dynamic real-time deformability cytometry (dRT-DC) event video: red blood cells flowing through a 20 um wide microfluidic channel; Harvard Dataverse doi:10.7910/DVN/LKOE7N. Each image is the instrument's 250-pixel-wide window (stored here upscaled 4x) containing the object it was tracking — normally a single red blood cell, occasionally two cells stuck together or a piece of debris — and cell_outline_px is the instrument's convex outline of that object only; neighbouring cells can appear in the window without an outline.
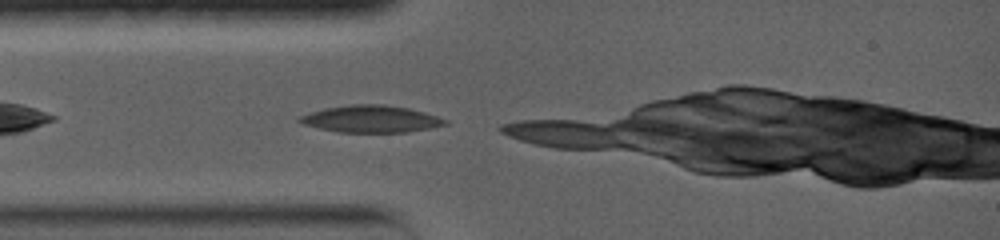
{"species": "common noctule bat (a hibernating species)", "species_latin": "Nyctalus noctula", "temperature_condition": "warm", "stored_images_in_passage": 3, "camera_frame_rate_fps": 5000, "um_per_image_px": 0.085, "animal": {"sex": "female", "body_mass_g": 19.0, "forearm_length_mm": 56.7}, "frame": {"image": 1, "passage_image": 1, "time_ms": 0.0, "image_size_px": [1000, 240], "cell_outline_px": [[448, 124], [408, 132], [336, 132], [304, 124], [296, 120], [300, 116], [324, 108], [352, 104], [384, 104], [408, 108], [424, 112], [448, 120]], "centroid_in_image_um": [31.53, 10.11], "position_along_channel_um": 53.5, "area_um2": 22.77}}